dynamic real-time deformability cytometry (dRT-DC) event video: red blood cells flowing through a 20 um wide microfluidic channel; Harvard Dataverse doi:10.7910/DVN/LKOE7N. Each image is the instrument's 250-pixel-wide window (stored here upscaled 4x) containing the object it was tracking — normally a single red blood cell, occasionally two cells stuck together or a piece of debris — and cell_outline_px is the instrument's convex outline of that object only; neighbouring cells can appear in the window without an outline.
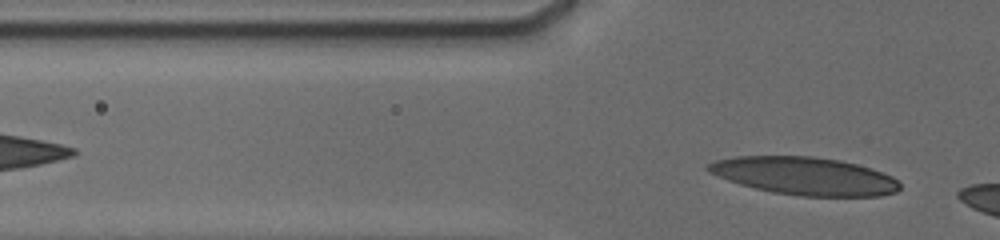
{"species": "human", "species_latin": "Homo sapiens", "temperature_condition": "cold", "stored_images_in_passage": 5, "segment_of_instrument_passage": [2, 2], "camera_frame_rate_fps": 3000, "um_per_image_px": 0.085, "donor": {"sex": "male"}, "frame": {"image": 1, "passage_image": 5, "time_ms": 3.333, "image_size_px": [1000, 240], "cell_outline_px": [[900, 188], [896, 192], [880, 196], [800, 196], [772, 192], [740, 184], [728, 180], [708, 172], [704, 168], [708, 164], [716, 160], [736, 156], [812, 156], [840, 160], [856, 164], [892, 176], [900, 184]], "centroid_in_image_um": [68.37, 14.96], "position_along_channel_um": 57.4, "area_um2": 42.08}}